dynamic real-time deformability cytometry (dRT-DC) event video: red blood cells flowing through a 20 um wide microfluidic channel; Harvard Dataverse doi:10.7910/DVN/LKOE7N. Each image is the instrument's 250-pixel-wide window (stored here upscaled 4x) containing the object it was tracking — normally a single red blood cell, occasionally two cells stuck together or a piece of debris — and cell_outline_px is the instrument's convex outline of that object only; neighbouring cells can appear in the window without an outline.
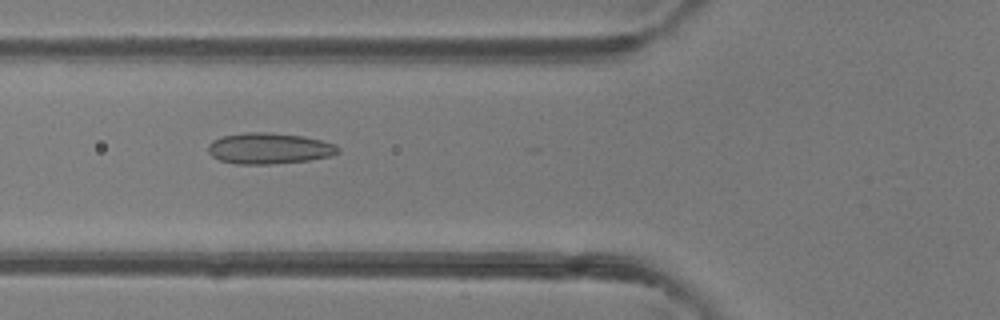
{"species": "common noctule bat (a hibernating species)", "species_latin": "Nyctalus noctula", "temperature_condition": "room temperature", "stored_images_in_passage": 12, "camera_frame_rate_fps": 3000, "um_per_image_px": 0.085, "animal": {"sex": "female"}, "frame": {"image": 1, "passage_image": 3, "time_ms": 0.667, "image_size_px": [1000, 320], "cell_outline_px": [[340, 152], [332, 156], [308, 160], [268, 164], [236, 164], [220, 160], [212, 156], [208, 152], [208, 144], [212, 140], [220, 136], [248, 132], [264, 132], [304, 136], [336, 144], [340, 148]], "centroid_in_image_um": [22.87, 12.61], "position_along_channel_um": 102.9, "area_um2": 23.58}}
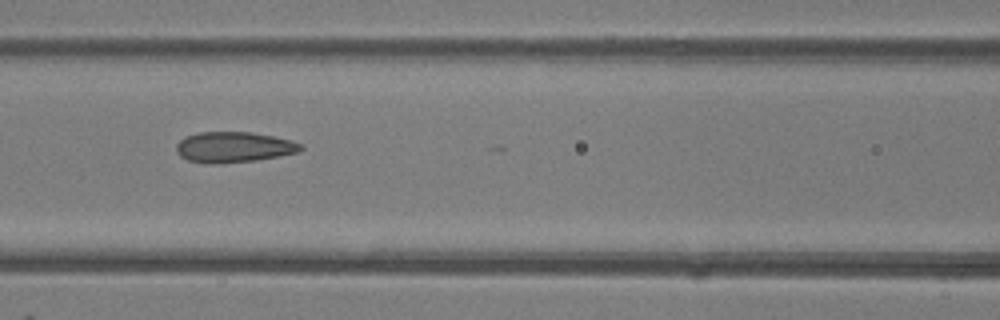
{"frame": {"image": 2, "passage_image": 6, "time_ms": 1.667, "image_size_px": [1000, 320], "cell_outline_px": [[304, 148], [300, 152], [280, 156], [256, 160], [220, 164], [208, 164], [188, 160], [180, 156], [176, 152], [176, 144], [184, 136], [200, 132], [248, 132], [272, 136], [292, 140], [300, 144]], "centroid_in_image_um": [19.85, 12.51], "position_along_channel_um": 146.7, "area_um2": 22.37}}
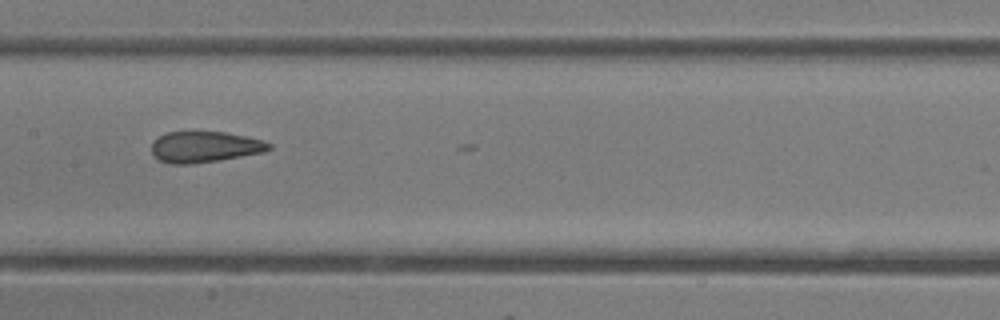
{"frame": {"image": 3, "passage_image": 9, "time_ms": 2.667, "image_size_px": [1000, 320], "cell_outline_px": [[272, 148], [264, 152], [220, 160], [192, 164], [172, 164], [160, 160], [152, 156], [152, 144], [160, 136], [168, 132], [224, 132], [264, 140], [272, 144]], "centroid_in_image_um": [17.43, 12.5], "position_along_channel_um": 190.0, "area_um2": 21.15}}